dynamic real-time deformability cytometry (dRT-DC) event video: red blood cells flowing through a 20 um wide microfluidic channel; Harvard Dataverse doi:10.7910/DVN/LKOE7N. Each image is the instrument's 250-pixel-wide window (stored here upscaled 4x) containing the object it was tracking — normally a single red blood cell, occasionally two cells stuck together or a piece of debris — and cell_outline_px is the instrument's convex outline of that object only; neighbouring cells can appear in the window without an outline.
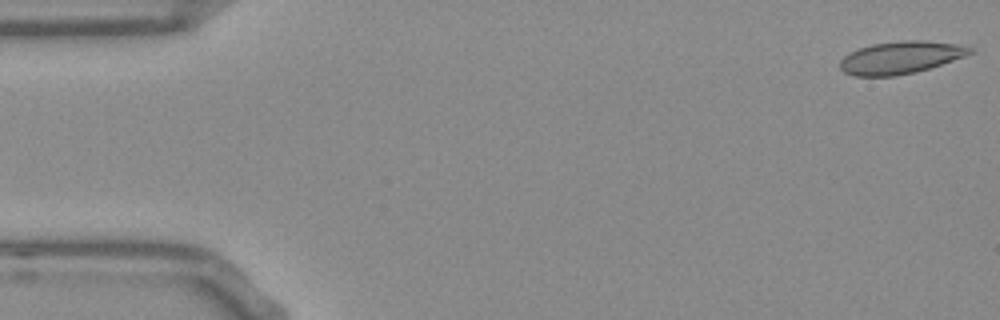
{"species": "Egyptian fruit bat (a non-hibernating species)", "species_latin": "Rousettus aegyptiacus", "temperature_condition": "room temperature", "stored_images_in_passage": 14, "camera_frame_rate_fps": 3000, "um_per_image_px": 0.085, "frame": {"image": 1, "passage_image": 1, "time_ms": 0.0, "image_size_px": [1000, 320], "cell_outline_px": [[976, 48], [972, 52], [964, 56], [916, 72], [892, 76], [852, 76], [844, 72], [840, 68], [840, 60], [848, 52], [872, 44], [900, 40], [924, 40], [968, 44]], "centroid_in_image_um": [76.58, 4.87], "position_along_channel_um": 8.4, "area_um2": 24.85}}
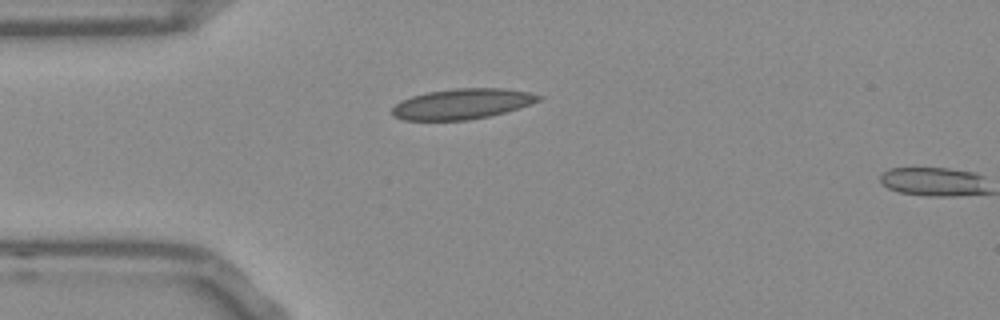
{"frame": {"image": 2, "passage_image": 13, "time_ms": 4.0, "image_size_px": [1000, 320], "cell_outline_px": [[544, 100], [520, 108], [488, 116], [468, 120], [404, 120], [392, 116], [392, 108], [400, 100], [412, 96], [428, 92], [452, 88], [504, 88], [528, 92], [544, 96]], "centroid_in_image_um": [39.32, 8.82], "position_along_channel_um": 45.7, "area_um2": 26.18}}